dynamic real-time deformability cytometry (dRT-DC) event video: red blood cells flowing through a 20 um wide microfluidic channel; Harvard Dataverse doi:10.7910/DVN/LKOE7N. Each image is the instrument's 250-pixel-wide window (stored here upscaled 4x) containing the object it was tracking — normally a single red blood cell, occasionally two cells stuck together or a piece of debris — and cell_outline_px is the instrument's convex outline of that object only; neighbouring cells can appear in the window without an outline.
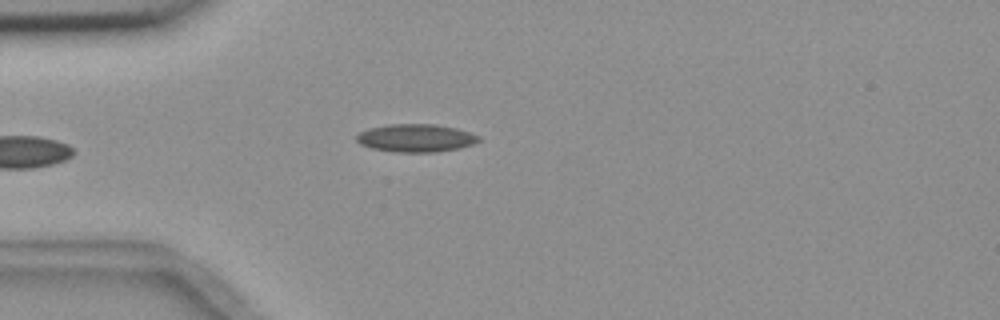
{"species": "common noctule bat (a hibernating species)", "species_latin": "Nyctalus noctula", "temperature_condition": "room temperature", "stored_images_in_passage": 4, "camera_frame_rate_fps": 3000, "um_per_image_px": 0.085, "animal": {"sex": "female", "body_mass_g": 18.4}, "frame": {"image": 1, "passage_image": 4, "time_ms": 3.333, "image_size_px": [1000, 320], "cell_outline_px": [[480, 140], [472, 144], [460, 148], [432, 152], [396, 152], [372, 148], [360, 144], [356, 140], [356, 136], [360, 132], [368, 128], [388, 124], [432, 124], [456, 128], [480, 136]], "centroid_in_image_um": [35.32, 11.73], "position_along_channel_um": 49.7, "area_um2": 19.77}}